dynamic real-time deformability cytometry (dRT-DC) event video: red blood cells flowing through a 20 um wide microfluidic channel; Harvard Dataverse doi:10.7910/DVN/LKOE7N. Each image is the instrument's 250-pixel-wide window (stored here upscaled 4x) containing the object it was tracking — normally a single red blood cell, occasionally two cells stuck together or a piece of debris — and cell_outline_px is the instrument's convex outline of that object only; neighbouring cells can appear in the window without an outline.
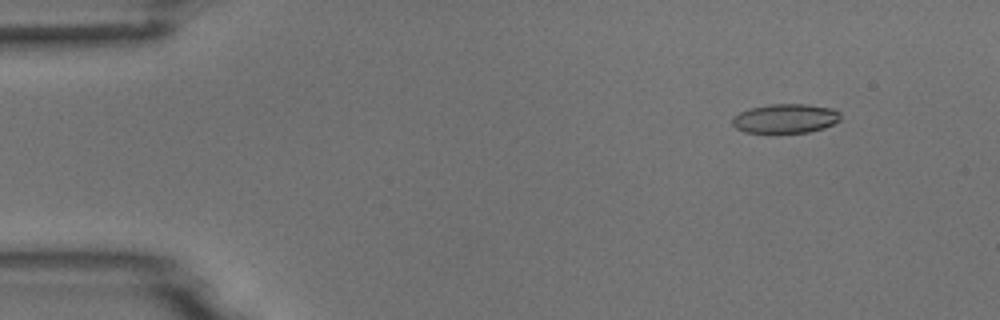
{"species": "common noctule bat (a hibernating species)", "species_latin": "Nyctalus noctula", "temperature_condition": "room temperature", "stored_images_in_passage": 6, "camera_frame_rate_fps": 3000, "um_per_image_px": 0.085, "animal": {"sex": "male", "body_mass_g": 18.8}, "frame": {"image": 1, "passage_image": 1, "time_ms": 0.0, "image_size_px": [1000, 320], "cell_outline_px": [[840, 120], [824, 128], [808, 132], [776, 136], [768, 136], [744, 132], [736, 128], [732, 124], [732, 116], [740, 112], [752, 108], [768, 104], [808, 104], [832, 108], [840, 112]], "centroid_in_image_um": [66.71, 10.13], "position_along_channel_um": 18.3, "area_um2": 19.42}}
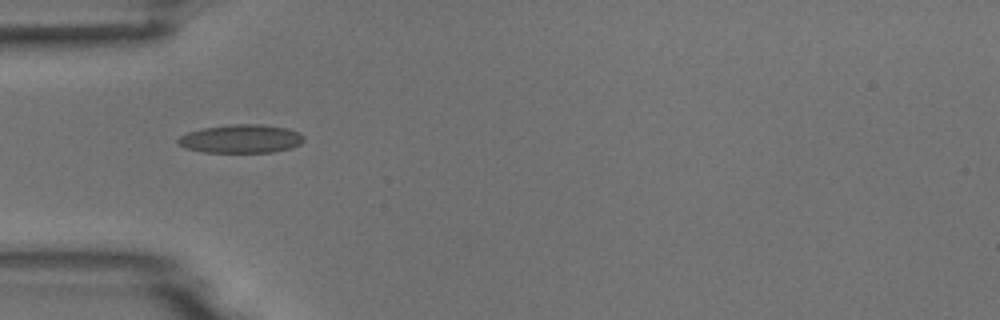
{"frame": {"image": 2, "passage_image": 4, "time_ms": 3.667, "image_size_px": [1000, 320], "cell_outline_px": [[304, 140], [300, 144], [288, 148], [272, 152], [204, 152], [184, 148], [176, 144], [176, 140], [180, 136], [188, 132], [204, 128], [232, 124], [260, 124], [288, 128], [300, 132], [304, 136]], "centroid_in_image_um": [20.47, 11.79], "position_along_channel_um": 64.5, "area_um2": 20.92}}